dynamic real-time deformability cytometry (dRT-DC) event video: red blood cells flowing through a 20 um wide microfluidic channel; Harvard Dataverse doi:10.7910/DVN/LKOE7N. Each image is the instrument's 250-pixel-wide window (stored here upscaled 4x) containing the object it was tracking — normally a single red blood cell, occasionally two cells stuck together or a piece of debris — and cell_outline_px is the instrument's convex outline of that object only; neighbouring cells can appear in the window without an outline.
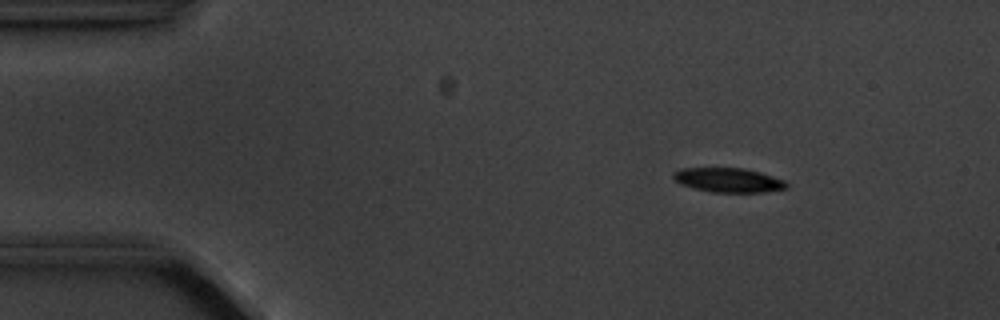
{"species": "common noctule bat (a hibernating species)", "species_latin": "Nyctalus noctula", "temperature_condition": "cold", "stored_images_in_passage": 4, "camera_frame_rate_fps": 3000, "um_per_image_px": 0.085, "animal": {"sex": "male", "body_mass_g": 20.1, "forearm_length_mm": 53.5}, "frame": {"image": 1, "passage_image": 2, "time_ms": 1.0, "image_size_px": [1000, 320], "cell_outline_px": [[788, 188], [764, 192], [712, 192], [680, 184], [672, 176], [672, 172], [680, 168], [744, 168], [760, 172], [784, 180], [788, 184]], "centroid_in_image_um": [61.91, 15.3], "position_along_channel_um": 23.1, "area_um2": 16.01}}